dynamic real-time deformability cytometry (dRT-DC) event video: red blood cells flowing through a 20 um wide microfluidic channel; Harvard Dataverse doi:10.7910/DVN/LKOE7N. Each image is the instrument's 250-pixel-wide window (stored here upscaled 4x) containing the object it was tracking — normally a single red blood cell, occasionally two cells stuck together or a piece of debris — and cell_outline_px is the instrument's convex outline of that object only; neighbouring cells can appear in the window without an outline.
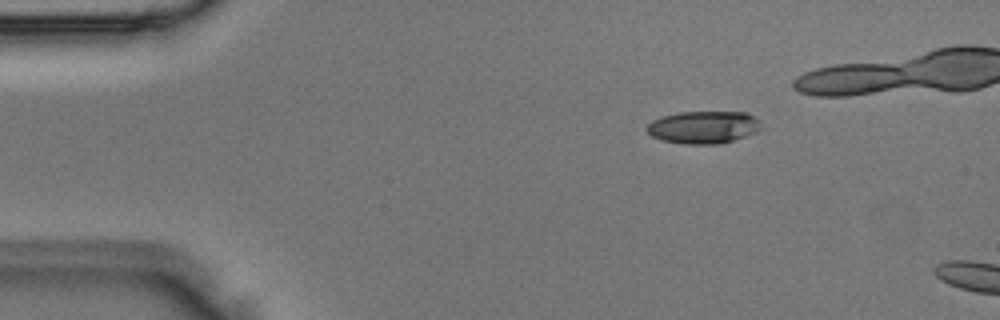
{"species": "Egyptian fruit bat (a non-hibernating species)", "species_latin": "Rousettus aegyptiacus", "temperature_condition": "room temperature", "stored_images_in_passage": 4, "camera_frame_rate_fps": 3000, "um_per_image_px": 0.085, "animal": {"sex": "male"}, "frame": {"image": 1, "passage_image": 2, "time_ms": 0.333, "image_size_px": [1000, 320], "cell_outline_px": [[760, 128], [756, 132], [720, 144], [684, 144], [660, 140], [652, 136], [644, 128], [652, 120], [664, 116], [680, 112], [748, 112], [760, 124]], "centroid_in_image_um": [59.74, 10.82], "position_along_channel_um": 25.3, "area_um2": 21.5}}